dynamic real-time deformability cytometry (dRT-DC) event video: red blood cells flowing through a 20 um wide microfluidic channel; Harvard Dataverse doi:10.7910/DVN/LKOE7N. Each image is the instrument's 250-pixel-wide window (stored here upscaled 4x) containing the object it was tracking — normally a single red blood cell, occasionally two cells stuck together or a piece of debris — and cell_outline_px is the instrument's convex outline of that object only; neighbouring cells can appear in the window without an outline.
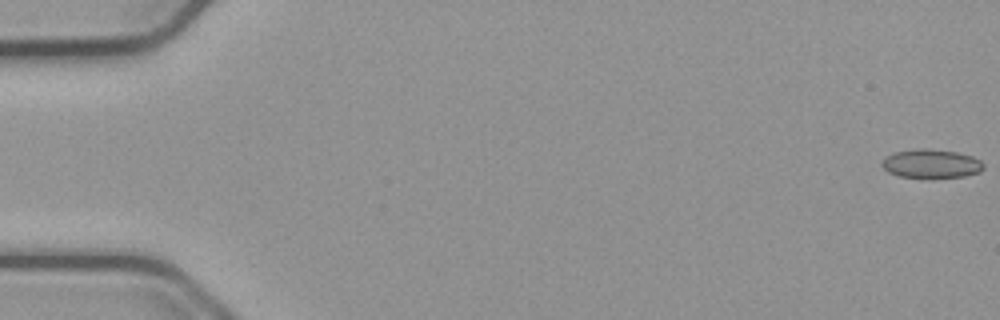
{"species": "common noctule bat (a hibernating species)", "species_latin": "Nyctalus noctula", "temperature_condition": "cold", "stored_images_in_passage": 55, "camera_frame_rate_fps": 3000, "um_per_image_px": 0.085, "animal": {"sex": "male", "body_mass_g": 23.1, "forearm_length_mm": 52.7}, "frame": {"image": 1, "passage_image": 1, "time_ms": 0.0, "image_size_px": [1000, 320], "cell_outline_px": [[984, 168], [980, 172], [964, 176], [900, 176], [888, 172], [880, 164], [888, 156], [896, 152], [924, 148], [956, 152], [972, 156], [980, 160], [984, 164]], "centroid_in_image_um": [79.19, 13.9], "position_along_channel_um": 5.8, "area_um2": 16.42}}
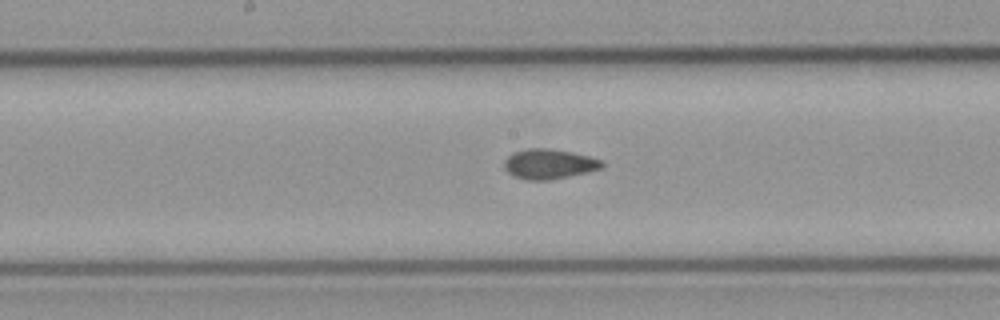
{"frame": {"image": 2, "passage_image": 29, "time_ms": 9.333, "image_size_px": [1000, 320], "cell_outline_px": [[604, 164], [600, 168], [588, 172], [548, 180], [524, 180], [512, 176], [504, 168], [504, 160], [512, 152], [528, 148], [548, 148], [572, 152], [588, 156], [600, 160]], "centroid_in_image_um": [46.61, 13.94], "position_along_channel_um": 201.6, "area_um2": 17.05}}
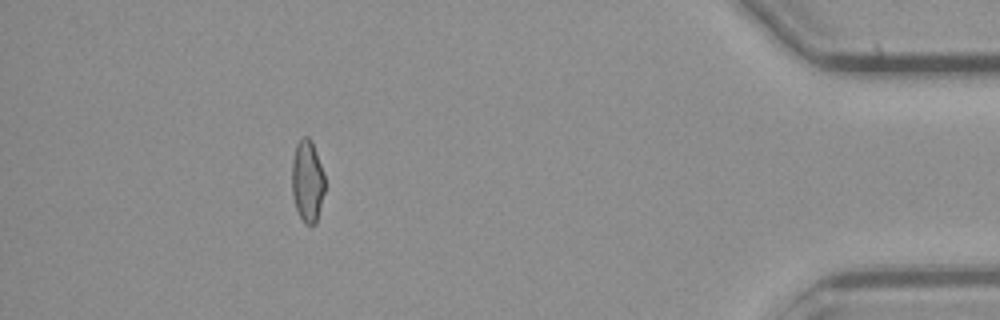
{"frame": {"image": 3, "passage_image": 50, "time_ms": 16.333, "image_size_px": [1000, 320], "cell_outline_px": [[324, 192], [316, 224], [312, 228], [304, 224], [296, 208], [292, 192], [292, 160], [296, 144], [304, 136], [308, 136], [312, 140], [324, 172]], "centroid_in_image_um": [26.13, 15.41], "position_along_channel_um": 409.1, "area_um2": 15.95}, "authors_computed_cell_mechanics": {"area_um2": 16.5886, "velocity_mm_per_s": 3.7914, "shape_relaxation_time_tau1_ms": null, "shape_relaxation_time_tau2_ms": 2.6897, "deformation_change_tau1": null, "deformation_change_tau2": 0.0811}}